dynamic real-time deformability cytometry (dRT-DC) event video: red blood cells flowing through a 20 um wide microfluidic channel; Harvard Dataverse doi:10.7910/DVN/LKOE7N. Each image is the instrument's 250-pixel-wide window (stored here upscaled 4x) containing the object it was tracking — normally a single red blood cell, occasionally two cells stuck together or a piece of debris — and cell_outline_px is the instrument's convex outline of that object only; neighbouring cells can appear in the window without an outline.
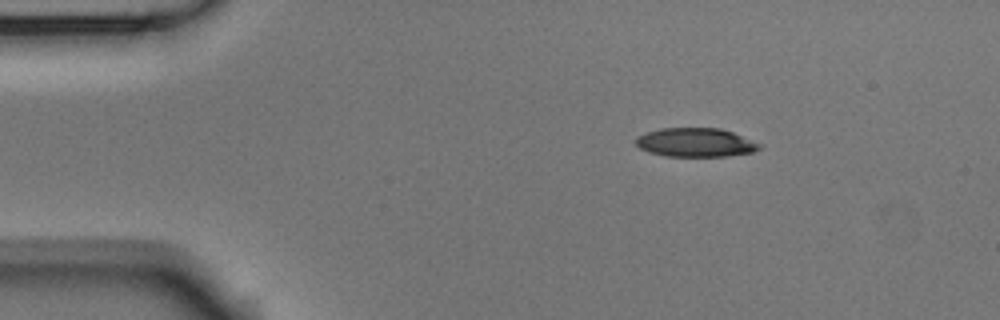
{"species": "Egyptian fruit bat (a non-hibernating species)", "species_latin": "Rousettus aegyptiacus", "temperature_condition": "room temperature", "stored_images_in_passage": 3, "camera_frame_rate_fps": 3000, "um_per_image_px": 0.085, "animal": {"sex": "male"}, "frame": {"image": 1, "passage_image": 1, "time_ms": 0.0, "image_size_px": [1000, 320], "cell_outline_px": [[764, 144], [760, 148], [752, 152], [728, 156], [664, 156], [648, 152], [640, 148], [636, 144], [636, 136], [644, 132], [660, 128], [720, 128], [732, 132]], "centroid_in_image_um": [59.12, 12.1], "position_along_channel_um": 25.9, "area_um2": 20.98}}